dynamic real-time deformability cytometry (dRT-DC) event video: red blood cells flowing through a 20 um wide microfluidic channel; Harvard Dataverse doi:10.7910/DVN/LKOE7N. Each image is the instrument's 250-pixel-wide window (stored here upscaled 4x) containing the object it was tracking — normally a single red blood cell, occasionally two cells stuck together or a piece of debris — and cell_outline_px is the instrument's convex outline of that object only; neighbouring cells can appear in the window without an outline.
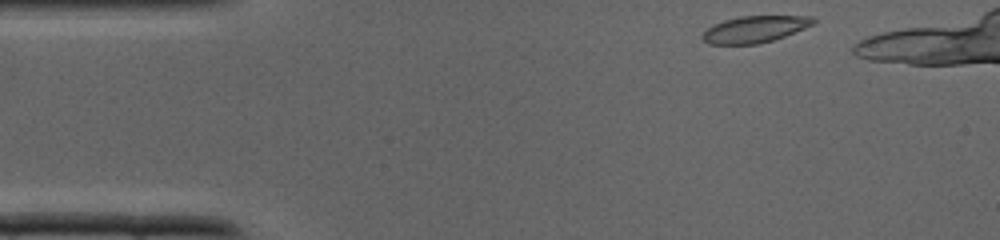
{"species": "common noctule bat (a hibernating species)", "species_latin": "Nyctalus noctula", "temperature_condition": "cold", "stored_images_in_passage": 27, "camera_frame_rate_fps": 3000, "um_per_image_px": 0.085, "animal": {"sex": "male", "body_mass_g": 19.0, "forearm_length_mm": 50.8}, "frame": {"image": 1, "passage_image": 1, "time_ms": 0.0, "image_size_px": [1000, 240], "cell_outline_px": [[816, 20], [812, 24], [804, 28], [784, 36], [772, 40], [756, 44], [708, 44], [700, 36], [712, 24], [724, 20], [740, 16], [812, 16]], "centroid_in_image_um": [64.11, 2.48], "position_along_channel_um": 20.9, "area_um2": 17.05}}
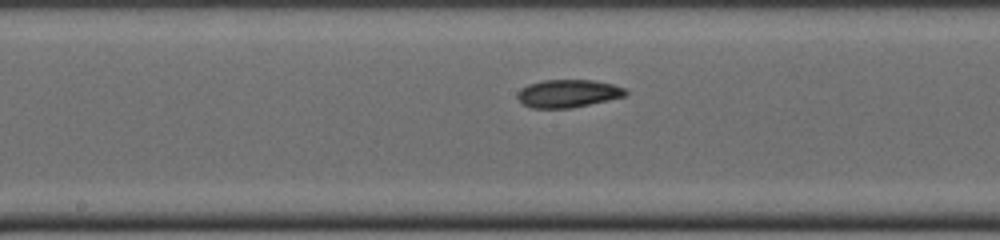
{"frame": {"image": 2, "passage_image": 15, "time_ms": 4.667, "image_size_px": [1000, 240], "cell_outline_px": [[628, 96], [572, 108], [532, 108], [524, 104], [516, 96], [516, 92], [520, 88], [528, 84], [544, 80], [592, 80], [612, 84], [624, 88], [628, 92]], "centroid_in_image_um": [48.29, 7.95], "position_along_channel_um": 199.9, "area_um2": 17.69}}
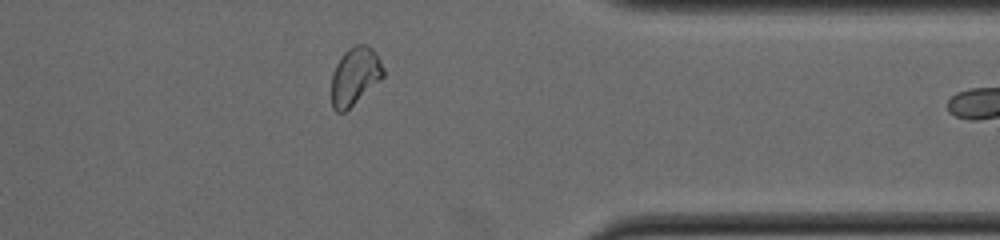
{"frame": {"image": 3, "passage_image": 26, "time_ms": 8.333, "image_size_px": [1000, 240], "cell_outline_px": [[384, 76], [380, 80], [344, 112], [336, 112], [332, 108], [332, 72], [336, 64], [344, 52], [348, 48], [356, 44], [368, 44], [376, 52], [384, 68]], "centroid_in_image_um": [30.17, 6.44], "position_along_channel_um": 381.2, "area_um2": 17.4}}